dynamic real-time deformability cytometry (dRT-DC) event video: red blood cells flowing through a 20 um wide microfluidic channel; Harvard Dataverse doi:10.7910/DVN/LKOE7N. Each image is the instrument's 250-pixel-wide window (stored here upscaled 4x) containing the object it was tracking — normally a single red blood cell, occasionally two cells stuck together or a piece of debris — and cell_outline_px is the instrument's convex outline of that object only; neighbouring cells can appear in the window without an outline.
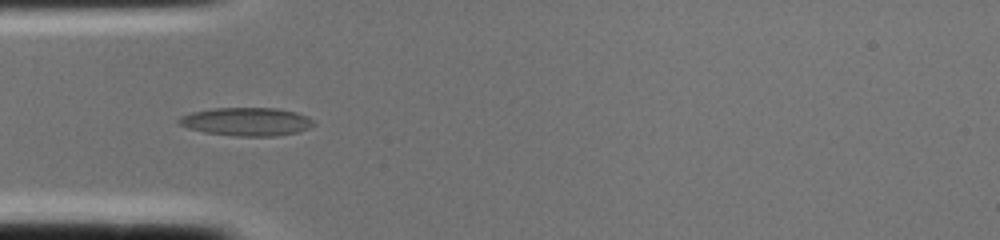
{"species": "common noctule bat (a hibernating species)", "species_latin": "Nyctalus noctula", "temperature_condition": "cold", "stored_images_in_passage": 2, "camera_frame_rate_fps": 3000, "um_per_image_px": 0.085, "animal": {"sex": "female", "body_mass_g": 22.0, "forearm_length_mm": 56.7}, "frame": {"image": 1, "passage_image": 2, "time_ms": 0.333, "image_size_px": [1000, 240], "cell_outline_px": [[316, 124], [308, 128], [296, 132], [276, 136], [236, 136], [204, 132], [188, 128], [176, 124], [176, 120], [180, 116], [192, 112], [212, 108], [276, 108], [296, 112], [308, 116]], "centroid_in_image_um": [20.92, 10.34], "position_along_channel_um": 64.1, "area_um2": 22.31}}